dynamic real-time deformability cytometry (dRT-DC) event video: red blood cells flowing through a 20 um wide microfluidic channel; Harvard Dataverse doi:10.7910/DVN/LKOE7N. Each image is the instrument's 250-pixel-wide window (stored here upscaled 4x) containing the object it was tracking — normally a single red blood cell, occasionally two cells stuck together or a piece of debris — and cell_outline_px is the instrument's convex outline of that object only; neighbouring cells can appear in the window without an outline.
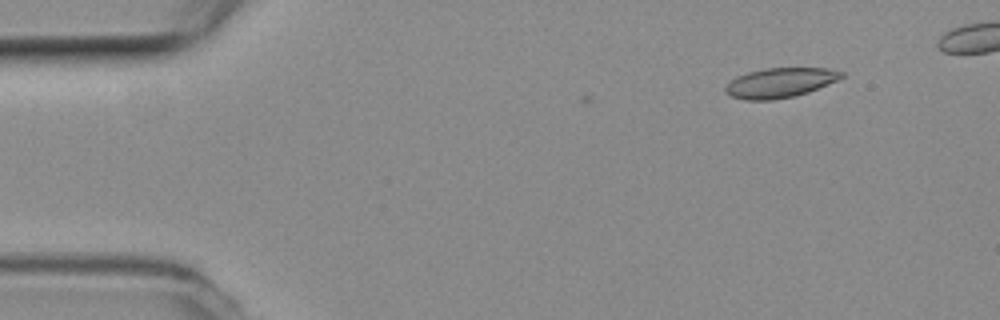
{"species": "common noctule bat (a hibernating species)", "species_latin": "Nyctalus noctula", "temperature_condition": "room temperature", "stored_images_in_passage": 43, "camera_frame_rate_fps": 3000, "um_per_image_px": 0.085, "animal": {"sex": "female", "body_mass_g": 19.3, "forearm_length_mm": 54.1}, "frame": {"image": 1, "passage_image": 1, "time_ms": 0.0, "image_size_px": [1000, 320], "cell_outline_px": [[844, 76], [836, 80], [808, 92], [792, 96], [772, 100], [744, 100], [732, 96], [724, 88], [736, 76], [748, 72], [764, 68], [828, 68], [844, 72]], "centroid_in_image_um": [66.3, 7.02], "position_along_channel_um": 18.7, "area_um2": 19.83}}
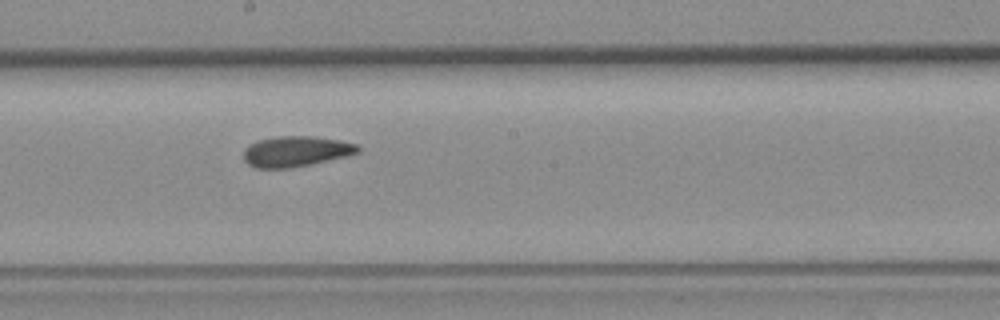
{"frame": {"image": 2, "passage_image": 24, "time_ms": 7.667, "image_size_px": [1000, 320], "cell_outline_px": [[360, 152], [344, 156], [308, 164], [288, 168], [256, 168], [248, 164], [244, 160], [244, 148], [248, 144], [256, 140], [276, 136], [312, 136], [340, 140], [356, 144], [360, 148]], "centroid_in_image_um": [25.09, 12.85], "position_along_channel_um": 223.1, "area_um2": 20.23}}
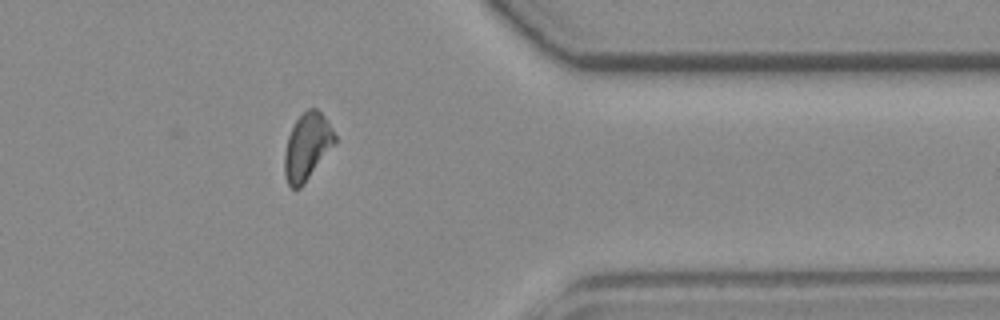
{"frame": {"image": 3, "passage_image": 38, "time_ms": 12.333, "image_size_px": [1000, 320], "cell_outline_px": [[336, 140], [304, 184], [300, 188], [292, 188], [288, 184], [284, 176], [284, 152], [288, 136], [296, 120], [308, 108], [316, 108], [324, 116], [332, 128], [336, 136]], "centroid_in_image_um": [26.07, 12.46], "position_along_channel_um": 385.3, "area_um2": 19.25}}